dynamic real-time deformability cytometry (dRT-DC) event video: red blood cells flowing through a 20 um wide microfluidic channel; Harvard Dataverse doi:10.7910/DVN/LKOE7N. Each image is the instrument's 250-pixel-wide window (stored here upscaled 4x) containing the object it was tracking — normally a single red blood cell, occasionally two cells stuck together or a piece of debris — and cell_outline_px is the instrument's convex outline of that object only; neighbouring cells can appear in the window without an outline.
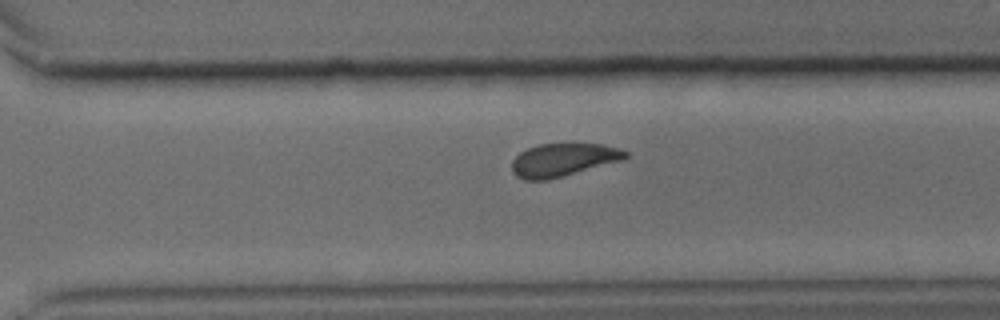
{"species": "common noctule bat (a hibernating species)", "species_latin": "Nyctalus noctula", "temperature_condition": "cold", "stored_images_in_passage": 30, "camera_frame_rate_fps": 3000, "um_per_image_px": 0.085, "animal": {"sex": "male", "body_mass_g": 15.6}, "frame": {"image": 1, "passage_image": 26, "time_ms": 8.333, "image_size_px": [1000, 320], "cell_outline_px": [[628, 156], [624, 160], [564, 176], [548, 180], [524, 180], [516, 176], [512, 172], [512, 160], [520, 152], [528, 148], [540, 144], [600, 144], [620, 148], [628, 152]], "centroid_in_image_um": [47.88, 13.6], "position_along_channel_um": 322.7, "area_um2": 21.96}}